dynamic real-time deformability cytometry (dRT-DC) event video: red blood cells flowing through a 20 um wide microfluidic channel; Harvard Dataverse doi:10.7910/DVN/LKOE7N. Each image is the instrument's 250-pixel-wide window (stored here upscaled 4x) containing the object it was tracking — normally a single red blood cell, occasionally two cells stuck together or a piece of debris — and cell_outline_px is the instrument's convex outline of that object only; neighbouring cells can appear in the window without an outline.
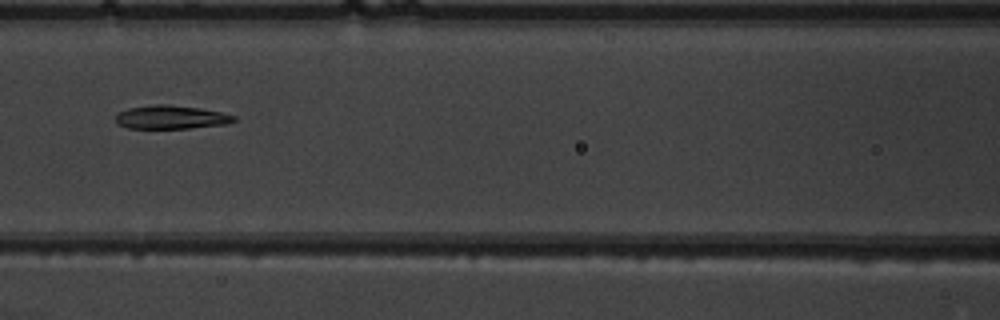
{"species": "common noctule bat (a hibernating species)", "species_latin": "Nyctalus noctula", "temperature_condition": "warm", "stored_images_in_passage": 7, "camera_frame_rate_fps": 3000, "um_per_image_px": 0.085, "animal": {"sex": "male", "body_mass_g": 19.5, "forearm_length_mm": 54.6}, "frame": {"image": 1, "passage_image": 7, "time_ms": 7.667, "image_size_px": [1000, 320], "cell_outline_px": [[236, 120], [228, 124], [192, 128], [128, 128], [116, 124], [116, 116], [120, 112], [128, 108], [152, 104], [168, 104], [200, 108], [224, 112], [236, 116]], "centroid_in_image_um": [14.58, 9.96], "position_along_channel_um": 152.0, "area_um2": 16.42}}